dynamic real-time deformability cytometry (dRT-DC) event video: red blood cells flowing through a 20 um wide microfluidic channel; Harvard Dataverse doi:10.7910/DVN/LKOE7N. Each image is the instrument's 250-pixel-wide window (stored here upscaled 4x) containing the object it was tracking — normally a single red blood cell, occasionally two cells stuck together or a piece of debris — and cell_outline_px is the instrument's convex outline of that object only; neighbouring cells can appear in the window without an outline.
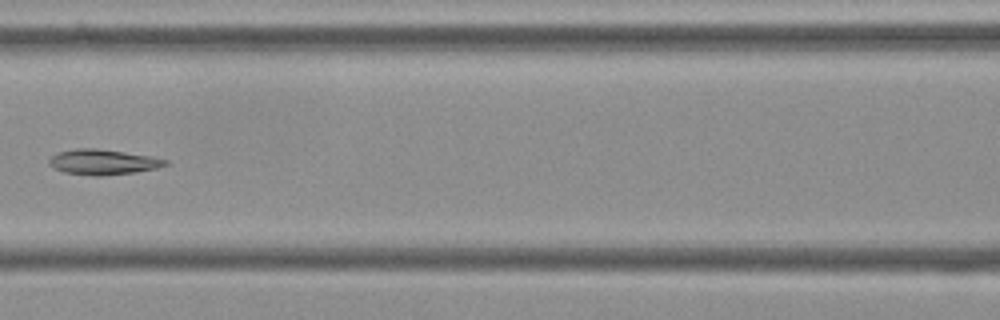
{"species": "Egyptian fruit bat (a non-hibernating species)", "species_latin": "Rousettus aegyptiacus", "temperature_condition": "cold", "stored_images_in_passage": 7, "camera_frame_rate_fps": 3000, "um_per_image_px": 0.085, "frame": {"image": 1, "passage_image": 7, "time_ms": 2.0, "image_size_px": [1000, 320], "cell_outline_px": [[168, 164], [156, 168], [136, 172], [100, 176], [92, 176], [64, 172], [52, 168], [48, 164], [48, 160], [56, 152], [76, 148], [96, 148], [152, 156], [168, 160]], "centroid_in_image_um": [8.71, 13.77], "position_along_channel_um": 157.9, "area_um2": 17.28}}